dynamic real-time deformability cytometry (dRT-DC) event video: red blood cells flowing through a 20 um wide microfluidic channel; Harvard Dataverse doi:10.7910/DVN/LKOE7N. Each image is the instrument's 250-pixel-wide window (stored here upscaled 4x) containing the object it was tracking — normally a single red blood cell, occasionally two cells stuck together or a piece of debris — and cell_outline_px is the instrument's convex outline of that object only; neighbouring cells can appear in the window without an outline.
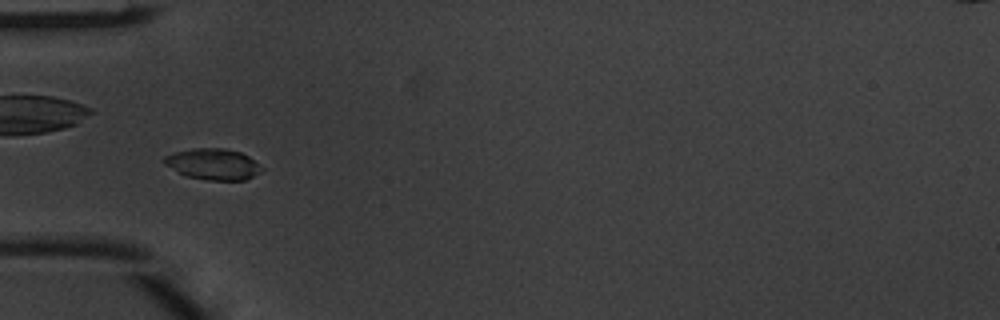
{"species": "common noctule bat (a hibernating species)", "species_latin": "Nyctalus noctula", "temperature_condition": "warm", "stored_images_in_passage": 6, "camera_frame_rate_fps": 3000, "um_per_image_px": 0.085, "animal": {"sex": "male", "body_mass_g": 20.1, "forearm_length_mm": 53.5}, "frame": {"image": 1, "passage_image": 4, "time_ms": 1.0, "image_size_px": [1000, 320], "cell_outline_px": [[264, 168], [260, 172], [244, 180], [208, 180], [184, 176], [164, 164], [160, 160], [164, 156], [172, 152], [192, 148], [224, 148], [240, 152], [248, 156]], "centroid_in_image_um": [18.05, 13.94], "position_along_channel_um": 66.9, "area_um2": 17.86}}
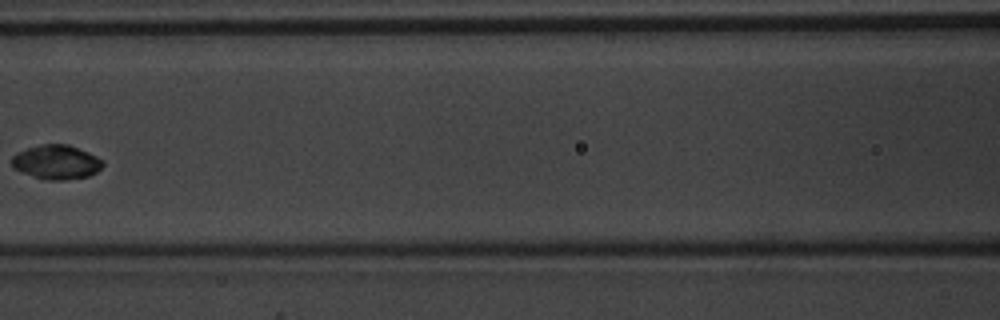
{"frame": {"image": 2, "passage_image": 6, "time_ms": 1.667, "image_size_px": [1000, 320], "cell_outline_px": [[104, 164], [96, 172], [88, 176], [64, 180], [48, 180], [12, 168], [12, 156], [16, 152], [28, 148], [44, 144], [68, 144], [88, 152], [104, 160]], "centroid_in_image_um": [4.81, 13.77], "position_along_channel_um": 161.8, "area_um2": 17.98}}